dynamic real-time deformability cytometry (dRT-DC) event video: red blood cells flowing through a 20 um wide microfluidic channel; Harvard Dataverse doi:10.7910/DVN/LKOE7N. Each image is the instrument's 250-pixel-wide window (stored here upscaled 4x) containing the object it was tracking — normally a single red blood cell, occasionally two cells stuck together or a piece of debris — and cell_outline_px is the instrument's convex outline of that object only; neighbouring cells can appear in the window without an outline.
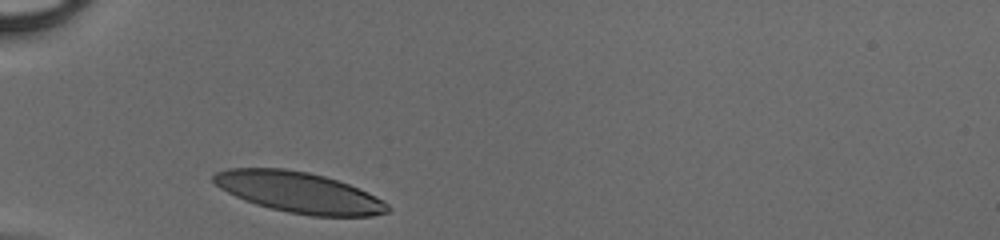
{"species": "human", "species_latin": "Homo sapiens", "temperature_condition": "cold", "stored_images_in_passage": 26, "camera_frame_rate_fps": 3000, "um_per_image_px": 0.085, "donor": {"sex": "male"}, "frame": {"image": 1, "passage_image": 1, "time_ms": 0.0, "image_size_px": [1000, 240], "cell_outline_px": [[388, 212], [372, 216], [312, 216], [288, 212], [256, 204], [244, 200], [220, 188], [212, 180], [212, 176], [216, 172], [228, 168], [284, 168], [308, 172], [324, 176], [348, 184], [368, 192], [384, 200], [388, 204]], "centroid_in_image_um": [25.41, 16.35], "position_along_channel_um": 59.6, "area_um2": 41.15}}
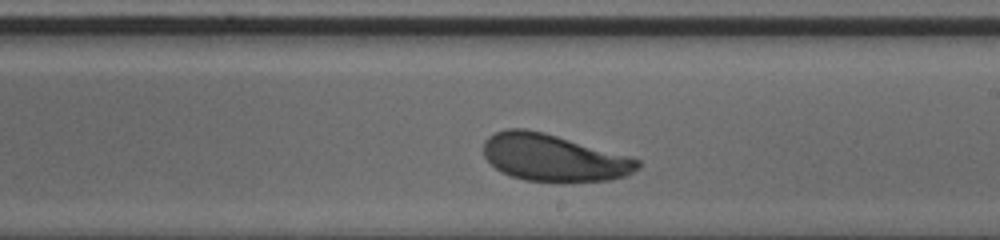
{"frame": {"image": 2, "passage_image": 15, "time_ms": 4.667, "image_size_px": [1000, 240], "cell_outline_px": [[640, 168], [624, 176], [608, 180], [556, 184], [524, 180], [500, 172], [484, 156], [484, 140], [488, 136], [496, 132], [508, 128], [524, 128], [544, 132], [628, 156], [640, 160]], "centroid_in_image_um": [47.04, 13.43], "position_along_channel_um": 242.0, "area_um2": 42.71}}
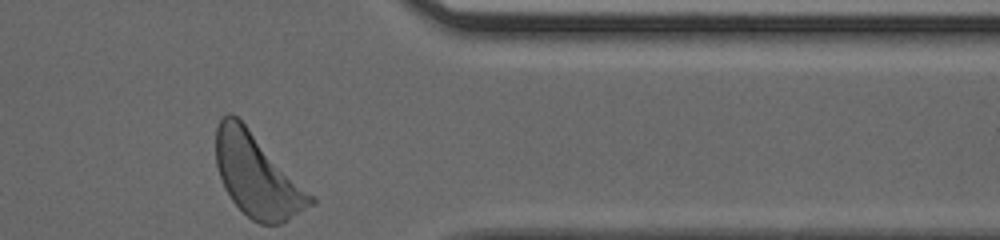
{"frame": {"image": 3, "passage_image": 26, "time_ms": 8.333, "image_size_px": [1000, 240], "cell_outline_px": [[316, 204], [288, 220], [280, 224], [260, 224], [252, 220], [232, 200], [224, 188], [216, 164], [216, 128], [220, 120], [228, 112], [232, 112], [244, 124], [316, 200]], "centroid_in_image_um": [21.83, 14.95], "position_along_channel_um": 389.6, "area_um2": 44.62}}